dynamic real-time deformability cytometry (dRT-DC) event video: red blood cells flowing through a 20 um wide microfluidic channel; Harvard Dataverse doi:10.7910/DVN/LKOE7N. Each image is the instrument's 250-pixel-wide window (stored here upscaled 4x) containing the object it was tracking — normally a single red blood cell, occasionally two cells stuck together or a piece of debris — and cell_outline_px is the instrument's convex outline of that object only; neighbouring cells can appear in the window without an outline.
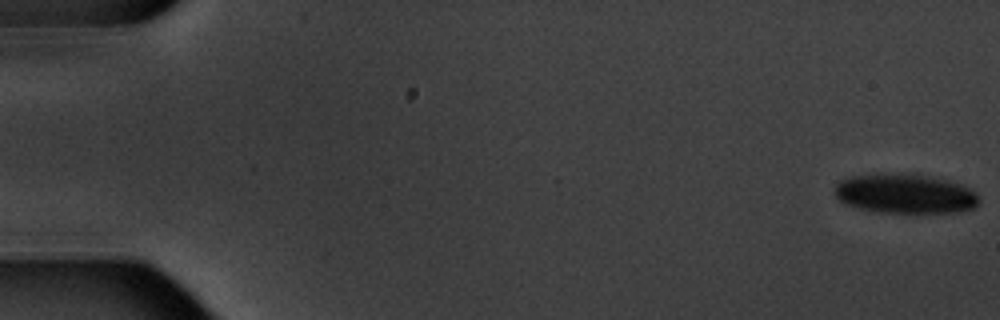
{"species": "common noctule bat (a hibernating species)", "species_latin": "Nyctalus noctula", "temperature_condition": "warm", "stored_images_in_passage": 7, "camera_frame_rate_fps": 3000, "um_per_image_px": 0.085, "animal": {"sex": "male", "body_mass_g": 20.1, "forearm_length_mm": 53.5}, "frame": {"image": 1, "passage_image": 1, "time_ms": 0.0, "image_size_px": [1000, 320], "cell_outline_px": [[980, 200], [972, 208], [960, 212], [872, 212], [844, 204], [836, 196], [836, 184], [840, 180], [852, 176], [916, 172], [948, 180], [960, 184], [976, 192]], "centroid_in_image_um": [76.94, 16.45], "position_along_channel_um": 8.1, "area_um2": 33.41}}